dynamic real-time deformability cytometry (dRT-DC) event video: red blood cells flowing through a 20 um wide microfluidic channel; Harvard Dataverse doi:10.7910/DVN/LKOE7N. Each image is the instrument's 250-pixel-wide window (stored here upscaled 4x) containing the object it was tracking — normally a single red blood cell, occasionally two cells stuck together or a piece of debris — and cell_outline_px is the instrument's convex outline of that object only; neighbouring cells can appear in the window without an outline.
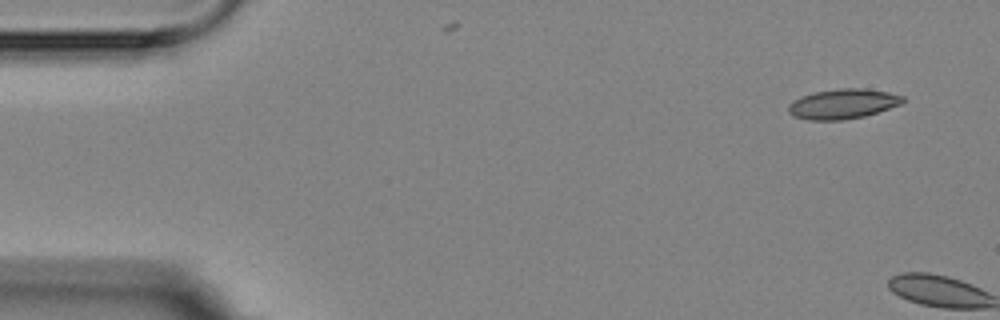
{"species": "Egyptian fruit bat (a non-hibernating species)", "species_latin": "Rousettus aegyptiacus", "temperature_condition": "room temperature", "stored_images_in_passage": 2, "camera_frame_rate_fps": 3000, "um_per_image_px": 0.085, "animal": {"sex": "female"}, "frame": {"image": 1, "passage_image": 1, "time_ms": 0.0, "image_size_px": [1000, 320], "cell_outline_px": [[904, 100], [900, 104], [864, 116], [840, 120], [808, 120], [792, 116], [788, 112], [788, 104], [792, 100], [800, 96], [812, 92], [840, 88], [864, 88], [888, 92], [904, 96]], "centroid_in_image_um": [71.57, 8.82], "position_along_channel_um": 13.4, "area_um2": 20.0}}